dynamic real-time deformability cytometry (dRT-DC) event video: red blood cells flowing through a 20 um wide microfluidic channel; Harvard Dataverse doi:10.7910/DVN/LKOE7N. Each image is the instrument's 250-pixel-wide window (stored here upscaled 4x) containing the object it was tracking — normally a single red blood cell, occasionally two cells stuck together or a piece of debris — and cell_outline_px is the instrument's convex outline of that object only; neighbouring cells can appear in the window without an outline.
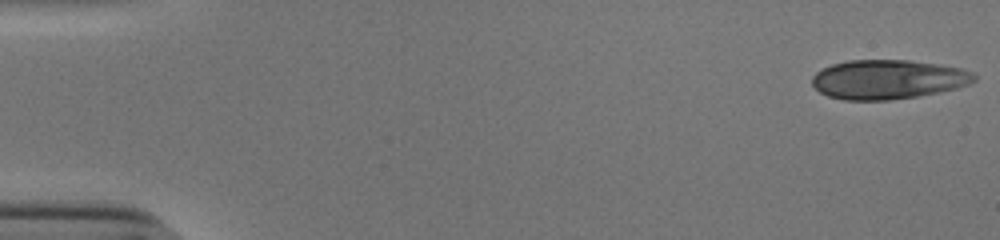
{"species": "human", "species_latin": "Homo sapiens", "temperature_condition": "cold", "stored_images_in_passage": 50, "camera_frame_rate_fps": 3000, "um_per_image_px": 0.085, "donor": {"sex": "male"}, "frame": {"image": 1, "passage_image": 1, "time_ms": 0.0, "image_size_px": [1000, 240], "cell_outline_px": [[976, 80], [968, 84], [956, 88], [940, 92], [916, 96], [888, 100], [844, 100], [828, 96], [820, 92], [812, 84], [812, 76], [816, 72], [832, 64], [848, 60], [908, 60], [940, 64], [960, 68], [972, 72], [976, 76]], "centroid_in_image_um": [75.47, 6.75], "position_along_channel_um": 9.5, "area_um2": 37.11}}
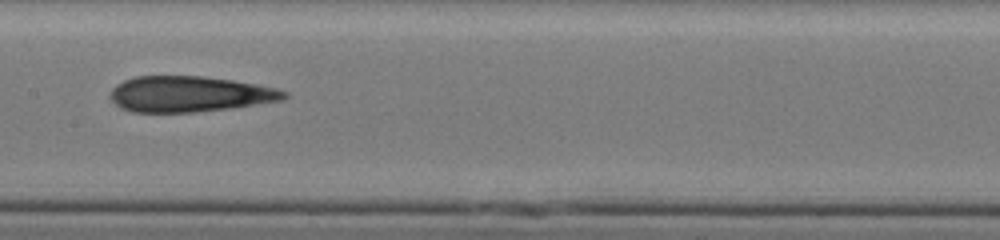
{"frame": {"image": 2, "passage_image": 27, "time_ms": 8.667, "image_size_px": [1000, 240], "cell_outline_px": [[288, 96], [284, 100], [232, 108], [192, 112], [132, 112], [116, 104], [112, 100], [112, 88], [116, 84], [124, 80], [136, 76], [200, 76], [232, 80], [256, 84], [276, 88], [288, 92]], "centroid_in_image_um": [16.15, 7.99], "position_along_channel_um": 191.2, "area_um2": 36.07}}
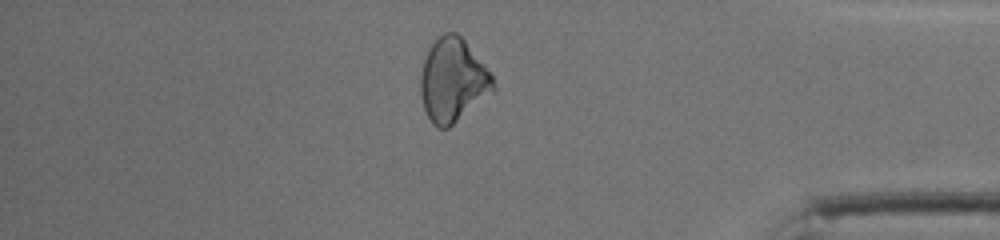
{"frame": {"image": 3, "passage_image": 45, "time_ms": 14.667, "image_size_px": [1000, 240], "cell_outline_px": [[496, 92], [448, 128], [436, 128], [432, 124], [424, 108], [420, 96], [420, 76], [424, 60], [428, 48], [444, 32], [456, 32], [464, 40], [492, 72], [496, 88]], "centroid_in_image_um": [38.53, 6.85], "position_along_channel_um": 396.7, "area_um2": 35.89}}